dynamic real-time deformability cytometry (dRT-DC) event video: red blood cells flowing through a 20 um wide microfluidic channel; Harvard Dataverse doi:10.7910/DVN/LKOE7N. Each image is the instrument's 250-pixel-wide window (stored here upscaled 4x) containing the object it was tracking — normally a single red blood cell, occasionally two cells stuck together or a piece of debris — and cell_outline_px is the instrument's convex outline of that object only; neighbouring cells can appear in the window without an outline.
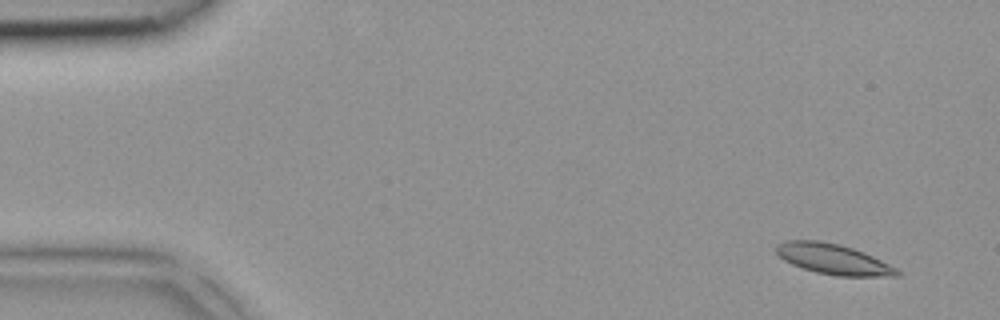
{"species": "common noctule bat (a hibernating species)", "species_latin": "Nyctalus noctula", "temperature_condition": "room temperature", "stored_images_in_passage": 4, "camera_frame_rate_fps": 3000, "um_per_image_px": 0.085, "animal": {"sex": "female", "body_mass_g": 18.4}, "frame": {"image": 1, "passage_image": 1, "time_ms": 0.0, "image_size_px": [1000, 320], "cell_outline_px": [[900, 276], [836, 276], [816, 272], [792, 264], [784, 260], [776, 252], [776, 244], [788, 240], [820, 240], [840, 244], [864, 252], [896, 268], [900, 272]], "centroid_in_image_um": [70.81, 22.02], "position_along_channel_um": 14.2, "area_um2": 21.27}}
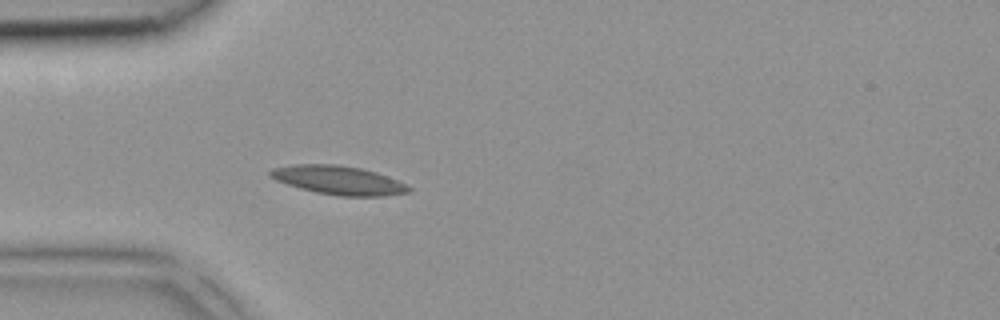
{"frame": {"image": 2, "passage_image": 4, "time_ms": 1.0, "image_size_px": [1000, 320], "cell_outline_px": [[412, 192], [384, 196], [340, 196], [316, 192], [300, 188], [276, 180], [268, 176], [268, 172], [272, 168], [292, 164], [340, 164], [360, 168], [376, 172], [388, 176], [408, 184], [412, 188]], "centroid_in_image_um": [28.8, 15.31], "position_along_channel_um": 56.2, "area_um2": 23.47}}